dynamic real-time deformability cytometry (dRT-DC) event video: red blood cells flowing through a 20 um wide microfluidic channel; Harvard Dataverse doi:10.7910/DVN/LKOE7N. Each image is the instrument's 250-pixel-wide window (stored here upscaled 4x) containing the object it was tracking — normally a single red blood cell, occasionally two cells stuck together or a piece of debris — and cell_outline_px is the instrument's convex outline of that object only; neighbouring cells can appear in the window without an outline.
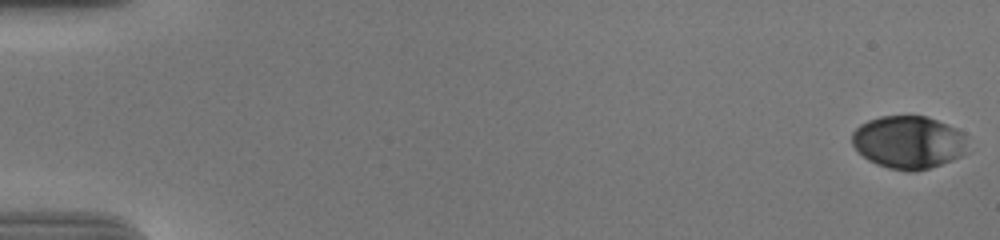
{"species": "human", "species_latin": "Homo sapiens", "temperature_condition": "cold", "stored_images_in_passage": 57, "camera_frame_rate_fps": 3000, "um_per_image_px": 0.085, "donor": {"sex": "male"}, "frame": {"image": 1, "passage_image": 1, "time_ms": 0.0, "image_size_px": [1000, 240], "cell_outline_px": [[968, 152], [952, 160], [928, 168], [912, 172], [908, 172], [888, 168], [876, 164], [868, 160], [852, 144], [852, 132], [860, 124], [868, 120], [880, 116], [928, 116], [948, 124], [964, 132], [968, 136]], "centroid_in_image_um": [77.27, 12.08], "position_along_channel_um": 7.7, "area_um2": 36.07}}
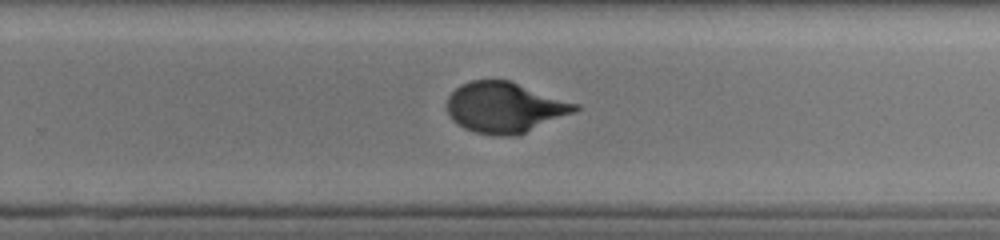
{"frame": {"image": 2, "passage_image": 38, "time_ms": 12.333, "image_size_px": [1000, 240], "cell_outline_px": [[580, 108], [576, 112], [516, 136], [496, 136], [476, 132], [464, 128], [456, 124], [452, 120], [448, 112], [448, 96], [460, 84], [472, 80], [512, 80], [580, 104]], "centroid_in_image_um": [42.94, 9.12], "position_along_channel_um": 286.9, "area_um2": 38.15}}
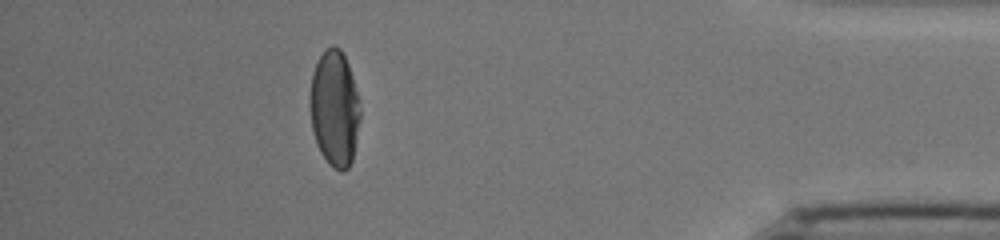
{"frame": {"image": 3, "passage_image": 51, "time_ms": 16.667, "image_size_px": [1000, 240], "cell_outline_px": [[360, 120], [352, 160], [348, 168], [344, 172], [340, 172], [332, 168], [328, 164], [320, 152], [316, 144], [312, 128], [308, 104], [312, 72], [320, 56], [332, 44], [336, 44], [340, 48], [348, 64], [352, 76], [360, 108]], "centroid_in_image_um": [28.41, 9.25], "position_along_channel_um": 406.8, "area_um2": 34.28}, "authors_computed_cell_mechanics": {"area_um2": 37.2232, "velocity_mm_per_s": 3.7178, "shape_relaxation_time_tau1_ms": 4.0724, "shape_relaxation_time_tau2_ms": null, "deformation_change_tau1": 0.1863, "deformation_change_tau2": null}}